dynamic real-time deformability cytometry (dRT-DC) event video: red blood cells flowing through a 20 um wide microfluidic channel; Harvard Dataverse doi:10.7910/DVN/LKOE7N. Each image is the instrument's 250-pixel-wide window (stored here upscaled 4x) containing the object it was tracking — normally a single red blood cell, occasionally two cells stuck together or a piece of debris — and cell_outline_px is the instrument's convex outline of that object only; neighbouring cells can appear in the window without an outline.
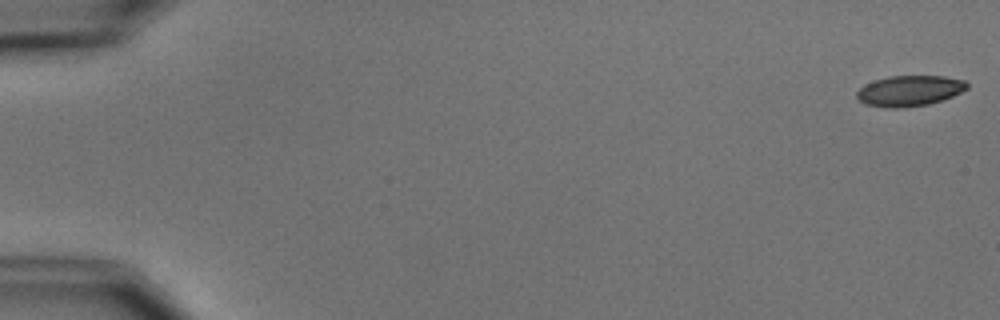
{"species": "common noctule bat (a hibernating species)", "species_latin": "Nyctalus noctula", "temperature_condition": "cold", "stored_images_in_passage": 7, "camera_frame_rate_fps": 3000, "um_per_image_px": 0.085, "animal": {"sex": "male", "body_mass_g": 15.6}, "frame": {"image": 1, "passage_image": 1, "time_ms": 0.0, "image_size_px": [1000, 320], "cell_outline_px": [[968, 88], [952, 96], [928, 104], [900, 108], [888, 108], [864, 104], [856, 96], [856, 92], [864, 84], [888, 76], [944, 76], [964, 80], [968, 84]], "centroid_in_image_um": [77.28, 7.71], "position_along_channel_um": 7.7, "area_um2": 19.59}}
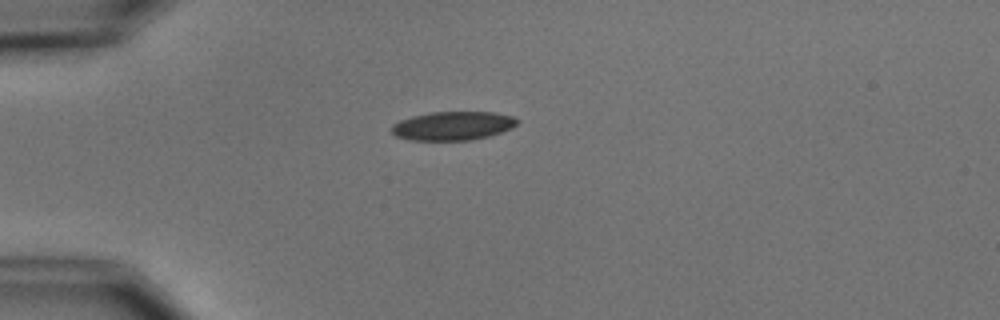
{"frame": {"image": 2, "passage_image": 5, "time_ms": 4.667, "image_size_px": [1000, 320], "cell_outline_px": [[520, 120], [512, 128], [488, 136], [468, 140], [408, 140], [396, 136], [392, 132], [392, 124], [400, 120], [412, 116], [428, 112], [496, 112], [512, 116]], "centroid_in_image_um": [38.48, 10.69], "position_along_channel_um": 46.5, "area_um2": 21.04}}